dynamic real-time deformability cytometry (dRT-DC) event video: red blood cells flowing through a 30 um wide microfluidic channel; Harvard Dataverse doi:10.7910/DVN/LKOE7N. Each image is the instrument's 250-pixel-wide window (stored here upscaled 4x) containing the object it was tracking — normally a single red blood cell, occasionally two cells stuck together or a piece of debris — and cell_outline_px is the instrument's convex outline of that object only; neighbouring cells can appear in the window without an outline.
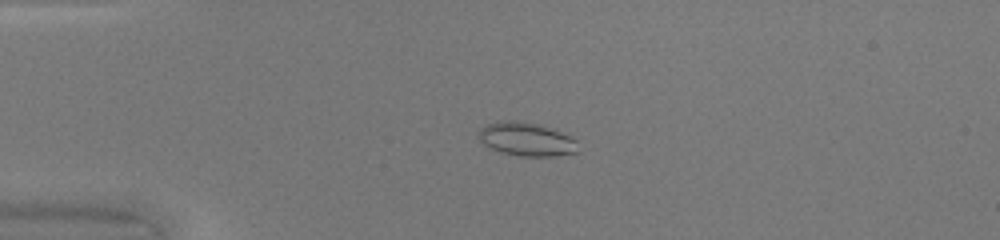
{"species": "common noctule bat (a hibernating species)", "species_latin": "Nyctalus noctula", "temperature_condition": "warm", "stored_images_in_passage": 41, "camera_frame_rate_fps": 3000, "um_per_image_px": 0.085, "animal": {"sex": "female", "body_mass_g": 20.0, "forearm_length_mm": 54.0}, "frame": {"image": 1, "passage_image": 5, "time_ms": 1.333, "image_size_px": [1000, 240], "cell_outline_px": [[580, 152], [556, 156], [520, 156], [504, 152], [492, 148], [484, 144], [476, 136], [480, 128], [488, 124], [500, 120], [516, 120], [556, 128], [576, 140]], "centroid_in_image_um": [44.78, 11.82], "position_along_channel_um": 40.2, "area_um2": 19.65}}
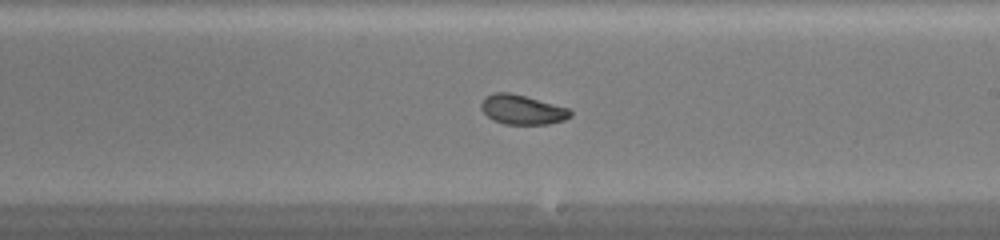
{"frame": {"image": 2, "passage_image": 22, "time_ms": 7.0, "image_size_px": [1000, 240], "cell_outline_px": [[572, 116], [564, 120], [548, 124], [504, 124], [492, 120], [480, 108], [480, 104], [484, 96], [496, 92], [508, 92], [524, 96], [568, 108], [572, 112]], "centroid_in_image_um": [44.36, 9.32], "position_along_channel_um": 244.6, "area_um2": 15.32}}
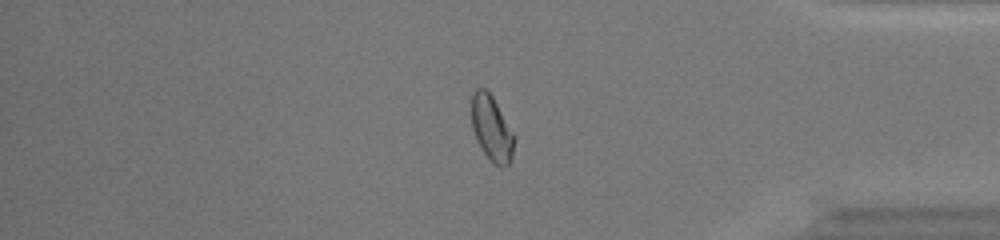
{"frame": {"image": 3, "passage_image": 34, "time_ms": 11.0, "image_size_px": [1000, 240], "cell_outline_px": [[516, 136], [512, 156], [508, 164], [496, 164], [484, 152], [472, 128], [472, 92], [476, 88], [484, 88], [492, 96]], "centroid_in_image_um": [41.81, 10.85], "position_along_channel_um": 393.4, "area_um2": 15.78}, "authors_computed_cell_mechanics": {"area_um2": 16.6464, "velocity_mm_per_s": 4.2791, "shape_relaxation_time_tau1_ms": 10.8988, "shape_relaxation_time_tau2_ms": 3.0537, "deformation_change_tau1": 0.2101, "deformation_change_tau2": 0.0613}}